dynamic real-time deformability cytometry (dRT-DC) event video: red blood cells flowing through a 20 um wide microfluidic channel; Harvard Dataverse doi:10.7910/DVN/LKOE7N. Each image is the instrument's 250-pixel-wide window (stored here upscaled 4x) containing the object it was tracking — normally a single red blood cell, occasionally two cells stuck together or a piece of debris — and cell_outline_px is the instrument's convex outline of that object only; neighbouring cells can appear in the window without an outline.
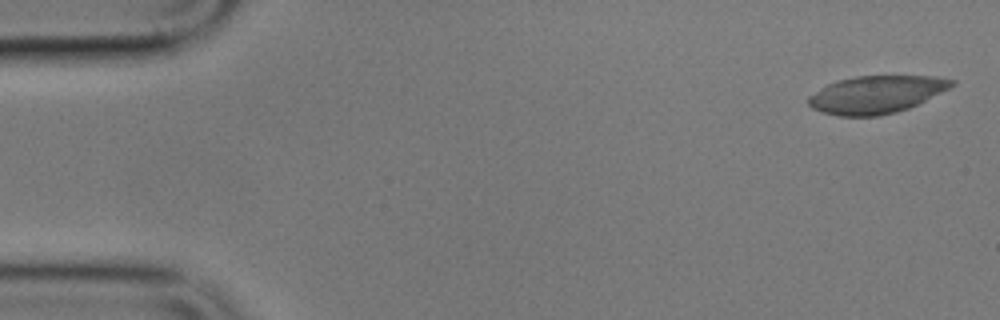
{"species": "common noctule bat (a hibernating species)", "species_latin": "Nyctalus noctula", "temperature_condition": "cold", "stored_images_in_passage": 4, "camera_frame_rate_fps": 3000, "um_per_image_px": 0.085, "animal": {"sex": "male", "body_mass_g": 17.9}, "frame": {"image": 1, "passage_image": 1, "time_ms": 0.0, "image_size_px": [1000, 320], "cell_outline_px": [[956, 84], [908, 108], [896, 112], [880, 116], [840, 116], [820, 112], [812, 108], [808, 104], [808, 96], [828, 84], [840, 80], [856, 76], [932, 76], [956, 80]], "centroid_in_image_um": [74.45, 8.04], "position_along_channel_um": 10.5, "area_um2": 31.04}}